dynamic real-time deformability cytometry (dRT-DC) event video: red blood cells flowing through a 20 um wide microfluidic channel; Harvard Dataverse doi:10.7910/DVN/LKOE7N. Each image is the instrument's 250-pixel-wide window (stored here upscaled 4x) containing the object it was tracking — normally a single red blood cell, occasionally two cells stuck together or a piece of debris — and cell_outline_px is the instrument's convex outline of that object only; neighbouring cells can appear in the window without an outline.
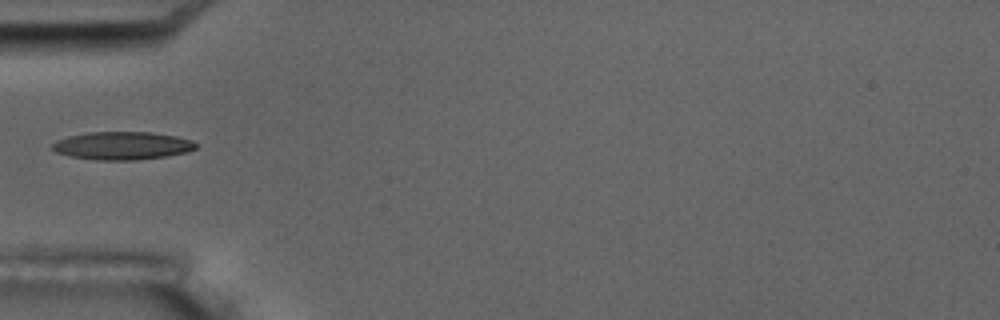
{"species": "common noctule bat (a hibernating species)", "species_latin": "Nyctalus noctula", "temperature_condition": "room temperature", "stored_images_in_passage": 3, "camera_frame_rate_fps": 3000, "um_per_image_px": 0.085, "animal": {"sex": "male", "body_mass_g": 17.5, "forearm_length_mm": 52.3}, "frame": {"image": 1, "passage_image": 2, "time_ms": 1.333, "image_size_px": [1000, 320], "cell_outline_px": [[196, 148], [188, 152], [168, 156], [136, 160], [96, 160], [68, 156], [56, 152], [52, 148], [52, 144], [56, 140], [68, 136], [88, 132], [152, 132], [176, 136], [192, 140], [196, 144]], "centroid_in_image_um": [10.39, 12.38], "position_along_channel_um": 74.6, "area_um2": 23.58}}